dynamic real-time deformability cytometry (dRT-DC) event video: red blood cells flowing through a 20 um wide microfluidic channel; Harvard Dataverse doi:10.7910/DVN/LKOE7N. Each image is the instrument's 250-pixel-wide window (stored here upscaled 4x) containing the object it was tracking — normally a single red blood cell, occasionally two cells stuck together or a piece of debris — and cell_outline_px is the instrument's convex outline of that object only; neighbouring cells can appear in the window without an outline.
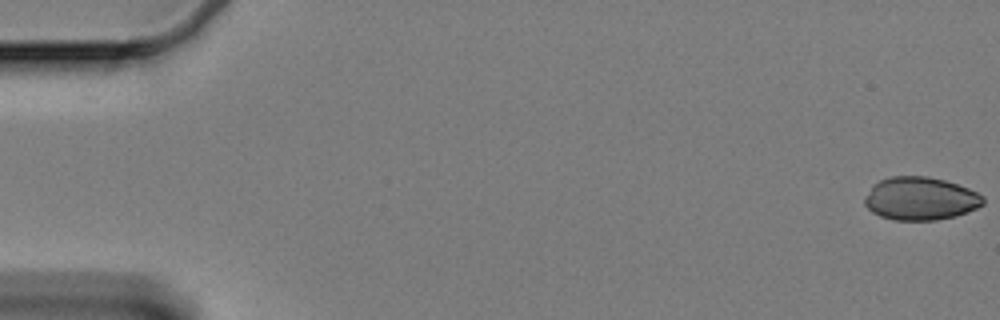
{"species": "Egyptian fruit bat (a non-hibernating species)", "species_latin": "Rousettus aegyptiacus", "temperature_condition": "cold", "stored_images_in_passage": 17, "camera_frame_rate_fps": 3000, "um_per_image_px": 0.085, "animal": {"sex": "female"}, "frame": {"image": 1, "passage_image": 1, "time_ms": 0.0, "image_size_px": [1000, 320], "cell_outline_px": [[984, 204], [968, 212], [956, 216], [936, 220], [892, 220], [880, 216], [872, 212], [864, 204], [864, 200], [872, 184], [880, 180], [892, 176], [928, 176], [944, 180], [968, 188], [984, 196]], "centroid_in_image_um": [78.23, 16.88], "position_along_channel_um": 6.8, "area_um2": 29.82}}